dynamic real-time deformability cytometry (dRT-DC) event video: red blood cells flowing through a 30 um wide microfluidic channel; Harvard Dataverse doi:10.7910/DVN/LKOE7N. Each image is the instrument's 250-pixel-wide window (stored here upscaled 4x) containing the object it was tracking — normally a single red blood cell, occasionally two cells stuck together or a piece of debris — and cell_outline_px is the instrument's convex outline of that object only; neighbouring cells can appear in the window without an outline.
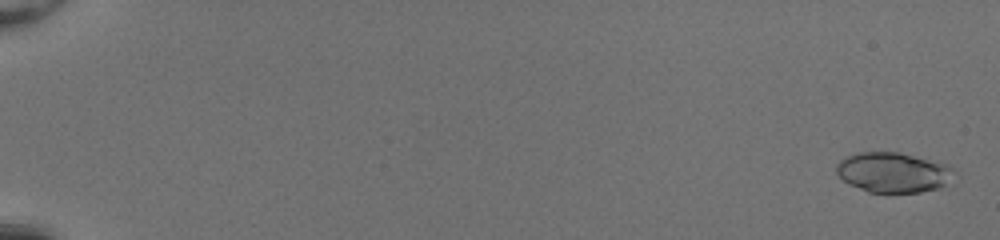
{"species": "common noctule bat (a hibernating species)", "species_latin": "Nyctalus noctula", "temperature_condition": "room temperature", "stored_images_in_passage": 54, "camera_frame_rate_fps": 3000, "um_per_image_px": 0.085, "animal": {"sex": "female", "body_mass_g": 20.0, "forearm_length_mm": 54.0}, "frame": {"image": 1, "passage_image": 2, "time_ms": 0.333, "image_size_px": [1000, 240], "cell_outline_px": [[952, 168], [944, 184], [940, 188], [920, 192], [868, 192], [848, 184], [836, 172], [836, 164], [840, 160], [856, 152], [900, 152], [948, 164]], "centroid_in_image_um": [75.84, 14.64], "position_along_channel_um": 9.2, "area_um2": 27.11}}
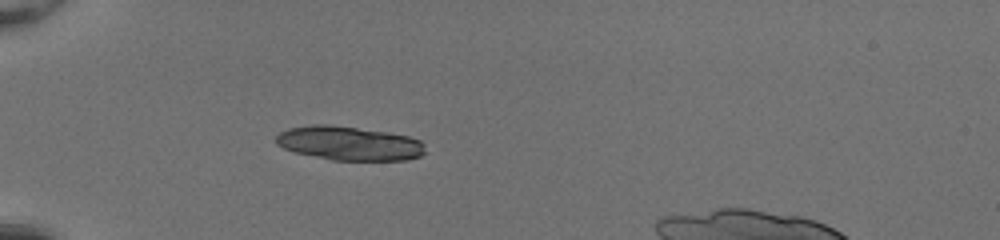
{"frame": {"image": 2, "passage_image": 19, "time_ms": 6.0, "image_size_px": [1000, 240], "cell_outline_px": [[424, 152], [420, 156], [408, 160], [332, 160], [296, 152], [284, 148], [276, 144], [276, 136], [280, 132], [288, 128], [312, 124], [328, 124], [384, 132], [408, 136], [420, 140], [424, 144]], "centroid_in_image_um": [29.66, 12.18], "position_along_channel_um": 55.3, "area_um2": 29.36}}